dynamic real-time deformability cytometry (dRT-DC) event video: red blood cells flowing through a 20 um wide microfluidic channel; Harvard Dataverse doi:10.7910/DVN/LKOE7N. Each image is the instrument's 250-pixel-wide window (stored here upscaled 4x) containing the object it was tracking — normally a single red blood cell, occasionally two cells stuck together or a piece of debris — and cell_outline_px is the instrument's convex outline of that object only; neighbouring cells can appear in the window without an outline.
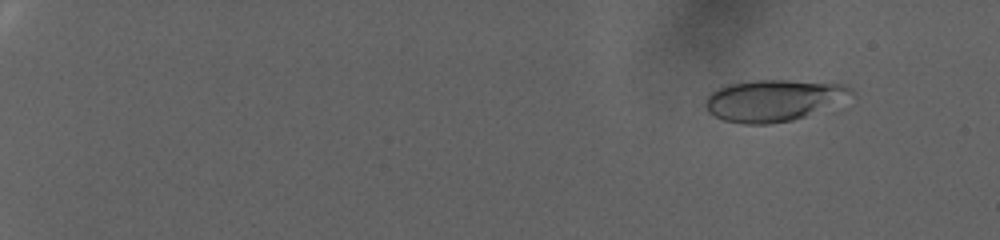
{"species": "human", "species_latin": "Homo sapiens", "temperature_condition": "warm", "stored_images_in_passage": 85, "camera_frame_rate_fps": 3000, "um_per_image_px": 0.085, "donor": {"sex": "female"}, "frame": {"image": 1, "passage_image": 10, "time_ms": 3.0, "image_size_px": [1000, 240], "cell_outline_px": [[856, 96], [804, 116], [792, 120], [772, 124], [740, 124], [724, 120], [708, 112], [704, 104], [704, 100], [712, 92], [728, 84], [756, 80], [788, 80], [844, 84], [852, 88], [856, 92]], "centroid_in_image_um": [65.78, 8.53], "position_along_channel_um": 19.2, "area_um2": 35.43}}
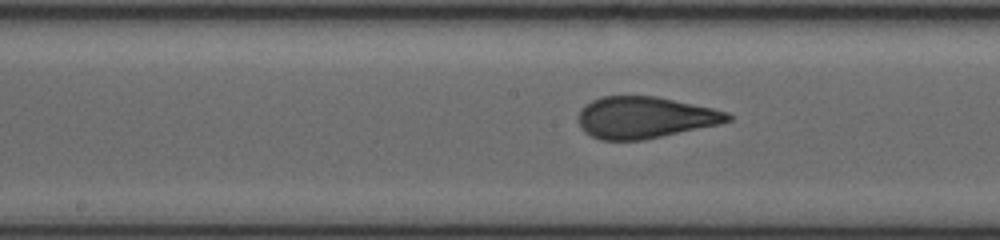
{"frame": {"image": 2, "passage_image": 51, "time_ms": 16.667, "image_size_px": [1000, 240], "cell_outline_px": [[732, 120], [720, 124], [644, 140], [600, 140], [584, 132], [580, 128], [576, 116], [584, 104], [592, 100], [604, 96], [656, 96], [712, 108], [728, 112], [732, 116]], "centroid_in_image_um": [54.77, 9.99], "position_along_channel_um": 193.4, "area_um2": 36.47}}
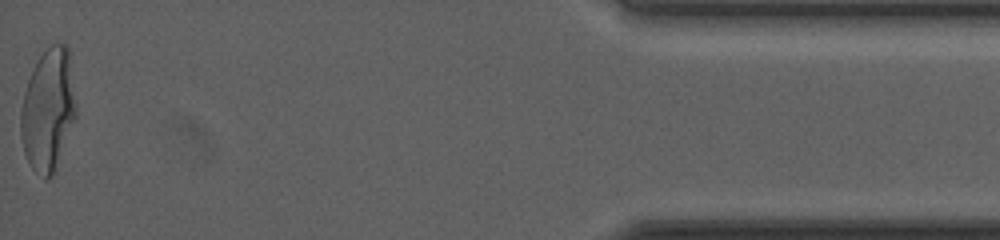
{"frame": {"image": 3, "passage_image": 85, "time_ms": 28.0, "image_size_px": [1000, 240], "cell_outline_px": [[76, 116], [56, 172], [52, 176], [44, 180], [28, 164], [24, 152], [20, 136], [20, 112], [24, 92], [28, 80], [40, 56], [52, 44], [64, 44], [68, 48], [76, 104]], "centroid_in_image_um": [4.09, 9.43], "position_along_channel_um": 431.1, "area_um2": 39.54}}